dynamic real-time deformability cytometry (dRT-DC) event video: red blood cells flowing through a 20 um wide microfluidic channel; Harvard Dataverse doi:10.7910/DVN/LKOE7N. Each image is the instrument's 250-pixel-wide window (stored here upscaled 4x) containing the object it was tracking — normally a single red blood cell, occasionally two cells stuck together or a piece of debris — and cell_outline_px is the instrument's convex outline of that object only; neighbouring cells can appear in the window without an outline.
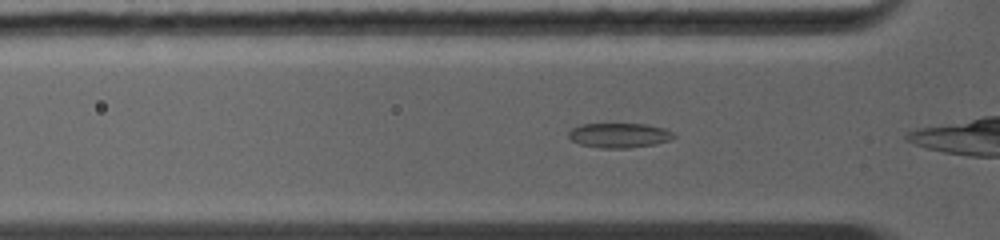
{"species": "common noctule bat (a hibernating species)", "species_latin": "Nyctalus noctula", "temperature_condition": "warm", "stored_images_in_passage": 31, "camera_frame_rate_fps": 5000, "um_per_image_px": 0.085, "animal": {"sex": "female", "body_mass_g": 19.0, "forearm_length_mm": 56.7}, "frame": {"image": 1, "passage_image": 3, "time_ms": 0.8, "image_size_px": [1000, 240], "cell_outline_px": [[676, 136], [668, 140], [656, 144], [628, 148], [600, 148], [580, 144], [572, 140], [568, 136], [568, 132], [572, 128], [580, 124], [648, 124], [664, 128], [672, 132]], "centroid_in_image_um": [52.62, 11.5], "position_along_channel_um": 73.2, "area_um2": 15.14}}
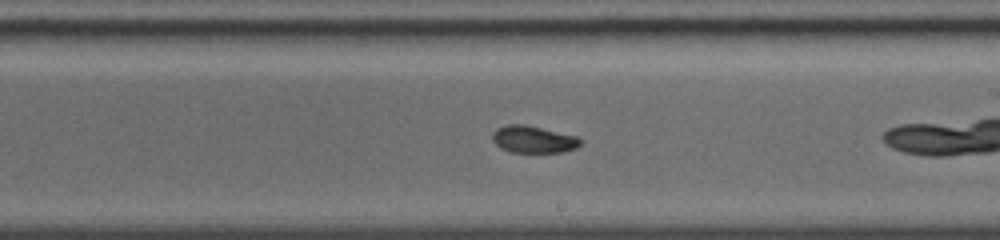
{"frame": {"image": 2, "passage_image": 12, "time_ms": 4.6, "image_size_px": [1000, 240], "cell_outline_px": [[580, 144], [576, 148], [564, 152], [512, 152], [500, 148], [492, 140], [492, 132], [496, 128], [508, 124], [524, 124], [576, 136], [580, 140]], "centroid_in_image_um": [45.29, 11.84], "position_along_channel_um": 243.7, "area_um2": 13.81}}
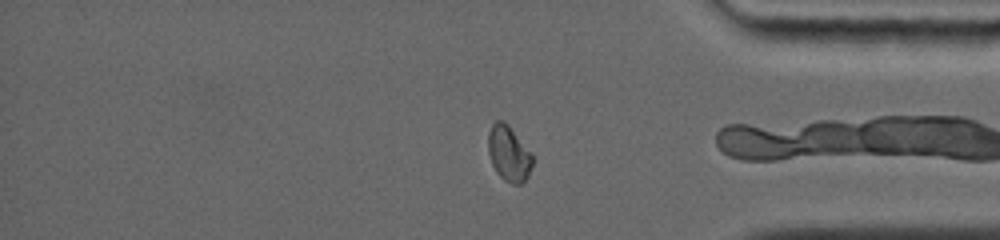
{"frame": {"image": 3, "passage_image": 24, "time_ms": 8.2, "image_size_px": [1000, 240], "cell_outline_px": [[532, 164], [528, 176], [520, 184], [512, 184], [504, 180], [496, 172], [492, 164], [488, 152], [488, 132], [492, 124], [496, 120], [504, 120], [508, 124], [532, 156]], "centroid_in_image_um": [43.21, 13.04], "position_along_channel_um": 392.0, "area_um2": 14.1}, "authors_computed_cell_mechanics": {"area_um2": 14.2188, "velocity_mm_per_s": 4.491, "shape_relaxation_time_tau1_ms": null, "shape_relaxation_time_tau2_ms": 1.2042, "deformation_change_tau1": null, "deformation_change_tau2": 0.0446}}